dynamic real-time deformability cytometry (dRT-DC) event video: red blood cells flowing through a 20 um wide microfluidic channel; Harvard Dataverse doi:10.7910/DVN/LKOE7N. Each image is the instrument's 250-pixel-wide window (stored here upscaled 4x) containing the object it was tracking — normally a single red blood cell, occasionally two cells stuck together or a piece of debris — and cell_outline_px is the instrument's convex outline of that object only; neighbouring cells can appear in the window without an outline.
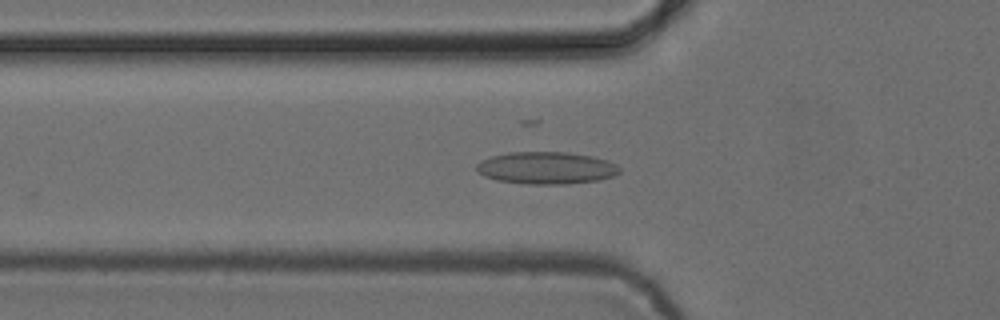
{"species": "common noctule bat (a hibernating species)", "species_latin": "Nyctalus noctula", "temperature_condition": "cold", "stored_images_in_passage": 39, "camera_frame_rate_fps": 3000, "um_per_image_px": 0.085, "animal": {"sex": "female", "body_mass_g": 24.6, "forearm_length_mm": 56.2}, "frame": {"image": 1, "passage_image": 4, "time_ms": 1.0, "image_size_px": [1000, 320], "cell_outline_px": [[620, 172], [612, 176], [596, 180], [564, 184], [528, 184], [496, 180], [484, 176], [476, 168], [476, 164], [480, 160], [492, 156], [508, 152], [568, 152], [592, 156], [608, 160], [616, 164], [620, 168]], "centroid_in_image_um": [46.42, 14.26], "position_along_channel_um": 79.4, "area_um2": 26.82}}
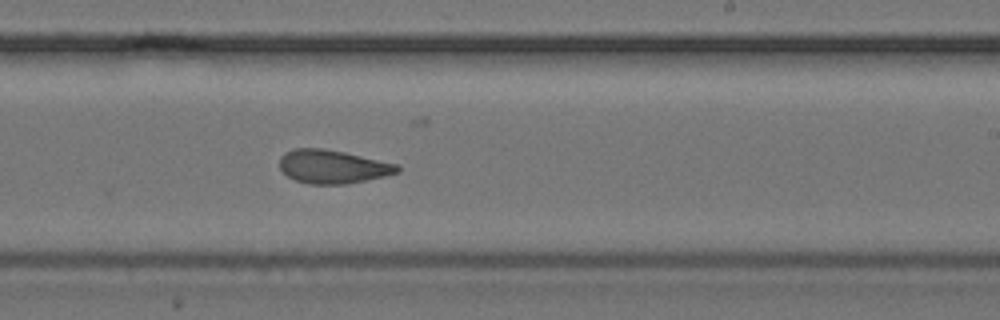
{"frame": {"image": 2, "passage_image": 18, "time_ms": 5.667, "image_size_px": [1000, 320], "cell_outline_px": [[400, 172], [384, 176], [348, 184], [308, 184], [296, 180], [288, 176], [280, 168], [280, 156], [284, 152], [292, 148], [324, 148], [344, 152], [396, 164], [400, 168]], "centroid_in_image_um": [28.25, 14.16], "position_along_channel_um": 260.8, "area_um2": 22.95}}
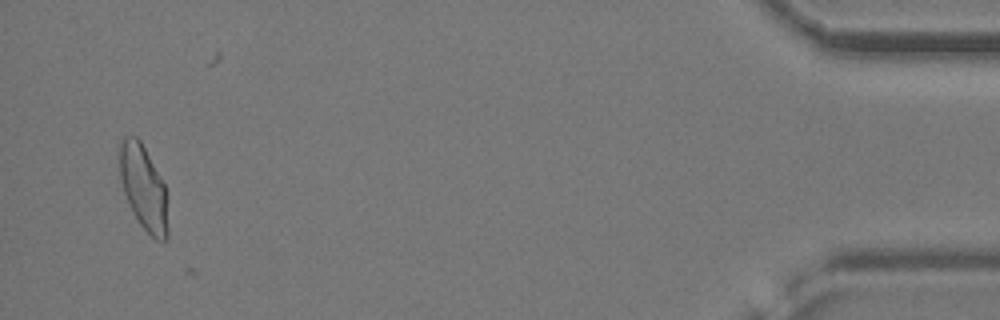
{"frame": {"image": 3, "passage_image": 37, "time_ms": 12.0, "image_size_px": [1000, 320], "cell_outline_px": [[168, 236], [164, 240], [156, 240], [140, 224], [124, 192], [120, 180], [116, 144], [124, 136], [136, 136], [140, 140], [164, 184], [168, 192]], "centroid_in_image_um": [12.18, 15.89], "position_along_channel_um": 423.0, "area_um2": 24.28}, "authors_computed_cell_mechanics": {"area_um2": 23.1778, "velocity_mm_per_s": 3.8746, "shape_relaxation_time_tau1_ms": null, "shape_relaxation_time_tau2_ms": 3.2957, "deformation_change_tau1": null, "deformation_change_tau2": 0.1044}}